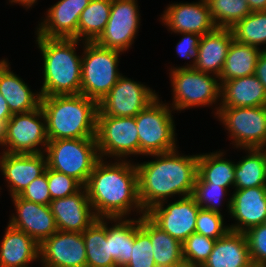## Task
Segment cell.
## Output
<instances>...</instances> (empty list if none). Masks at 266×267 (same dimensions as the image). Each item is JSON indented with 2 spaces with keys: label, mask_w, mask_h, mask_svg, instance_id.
Wrapping results in <instances>:
<instances>
[{
  "label": "cell",
  "mask_w": 266,
  "mask_h": 267,
  "mask_svg": "<svg viewBox=\"0 0 266 267\" xmlns=\"http://www.w3.org/2000/svg\"><path fill=\"white\" fill-rule=\"evenodd\" d=\"M84 187L98 218L146 214L139 200L134 161L100 159Z\"/></svg>",
  "instance_id": "obj_1"
},
{
  "label": "cell",
  "mask_w": 266,
  "mask_h": 267,
  "mask_svg": "<svg viewBox=\"0 0 266 267\" xmlns=\"http://www.w3.org/2000/svg\"><path fill=\"white\" fill-rule=\"evenodd\" d=\"M180 152L176 149L146 155L153 160L135 162L139 200L145 213L169 198L192 195L198 174V154Z\"/></svg>",
  "instance_id": "obj_2"
},
{
  "label": "cell",
  "mask_w": 266,
  "mask_h": 267,
  "mask_svg": "<svg viewBox=\"0 0 266 267\" xmlns=\"http://www.w3.org/2000/svg\"><path fill=\"white\" fill-rule=\"evenodd\" d=\"M34 35L43 59L41 96L80 94L82 53L76 51L84 42Z\"/></svg>",
  "instance_id": "obj_3"
},
{
  "label": "cell",
  "mask_w": 266,
  "mask_h": 267,
  "mask_svg": "<svg viewBox=\"0 0 266 267\" xmlns=\"http://www.w3.org/2000/svg\"><path fill=\"white\" fill-rule=\"evenodd\" d=\"M48 140L96 139L98 102L80 94L42 96Z\"/></svg>",
  "instance_id": "obj_4"
},
{
  "label": "cell",
  "mask_w": 266,
  "mask_h": 267,
  "mask_svg": "<svg viewBox=\"0 0 266 267\" xmlns=\"http://www.w3.org/2000/svg\"><path fill=\"white\" fill-rule=\"evenodd\" d=\"M171 98L167 104L176 113L190 108L211 107L215 118L220 108L221 84L219 77L200 72L194 68H180L168 73ZM171 102V103H170Z\"/></svg>",
  "instance_id": "obj_5"
},
{
  "label": "cell",
  "mask_w": 266,
  "mask_h": 267,
  "mask_svg": "<svg viewBox=\"0 0 266 267\" xmlns=\"http://www.w3.org/2000/svg\"><path fill=\"white\" fill-rule=\"evenodd\" d=\"M162 97L155 99L135 116L140 157L179 149L174 113Z\"/></svg>",
  "instance_id": "obj_6"
},
{
  "label": "cell",
  "mask_w": 266,
  "mask_h": 267,
  "mask_svg": "<svg viewBox=\"0 0 266 267\" xmlns=\"http://www.w3.org/2000/svg\"><path fill=\"white\" fill-rule=\"evenodd\" d=\"M80 48L83 51L80 93L99 102L123 74L118 67L124 53L95 42H84Z\"/></svg>",
  "instance_id": "obj_7"
},
{
  "label": "cell",
  "mask_w": 266,
  "mask_h": 267,
  "mask_svg": "<svg viewBox=\"0 0 266 267\" xmlns=\"http://www.w3.org/2000/svg\"><path fill=\"white\" fill-rule=\"evenodd\" d=\"M45 154L50 169L73 177L83 187L100 160L96 139L50 140Z\"/></svg>",
  "instance_id": "obj_8"
},
{
  "label": "cell",
  "mask_w": 266,
  "mask_h": 267,
  "mask_svg": "<svg viewBox=\"0 0 266 267\" xmlns=\"http://www.w3.org/2000/svg\"><path fill=\"white\" fill-rule=\"evenodd\" d=\"M217 119L231 141V148H262L266 143V106L220 107Z\"/></svg>",
  "instance_id": "obj_9"
},
{
  "label": "cell",
  "mask_w": 266,
  "mask_h": 267,
  "mask_svg": "<svg viewBox=\"0 0 266 267\" xmlns=\"http://www.w3.org/2000/svg\"><path fill=\"white\" fill-rule=\"evenodd\" d=\"M96 140L100 159L133 161L139 157L135 117L97 116Z\"/></svg>",
  "instance_id": "obj_10"
},
{
  "label": "cell",
  "mask_w": 266,
  "mask_h": 267,
  "mask_svg": "<svg viewBox=\"0 0 266 267\" xmlns=\"http://www.w3.org/2000/svg\"><path fill=\"white\" fill-rule=\"evenodd\" d=\"M1 152L11 154L45 153L49 142L41 106L26 113L13 114L5 124Z\"/></svg>",
  "instance_id": "obj_11"
},
{
  "label": "cell",
  "mask_w": 266,
  "mask_h": 267,
  "mask_svg": "<svg viewBox=\"0 0 266 267\" xmlns=\"http://www.w3.org/2000/svg\"><path fill=\"white\" fill-rule=\"evenodd\" d=\"M150 85L121 75L112 89L98 102L97 116L135 117L159 96Z\"/></svg>",
  "instance_id": "obj_12"
},
{
  "label": "cell",
  "mask_w": 266,
  "mask_h": 267,
  "mask_svg": "<svg viewBox=\"0 0 266 267\" xmlns=\"http://www.w3.org/2000/svg\"><path fill=\"white\" fill-rule=\"evenodd\" d=\"M138 5V0H112L109 20L95 43L104 48L128 53L142 25Z\"/></svg>",
  "instance_id": "obj_13"
},
{
  "label": "cell",
  "mask_w": 266,
  "mask_h": 267,
  "mask_svg": "<svg viewBox=\"0 0 266 267\" xmlns=\"http://www.w3.org/2000/svg\"><path fill=\"white\" fill-rule=\"evenodd\" d=\"M173 200L153 206L146 215L163 231L183 243L195 233L197 215L201 207L192 195Z\"/></svg>",
  "instance_id": "obj_14"
},
{
  "label": "cell",
  "mask_w": 266,
  "mask_h": 267,
  "mask_svg": "<svg viewBox=\"0 0 266 267\" xmlns=\"http://www.w3.org/2000/svg\"><path fill=\"white\" fill-rule=\"evenodd\" d=\"M159 22L170 33H194L203 36L217 27L212 19L207 0L176 2L168 4Z\"/></svg>",
  "instance_id": "obj_15"
},
{
  "label": "cell",
  "mask_w": 266,
  "mask_h": 267,
  "mask_svg": "<svg viewBox=\"0 0 266 267\" xmlns=\"http://www.w3.org/2000/svg\"><path fill=\"white\" fill-rule=\"evenodd\" d=\"M41 267H86L82 233L58 230L39 244Z\"/></svg>",
  "instance_id": "obj_16"
},
{
  "label": "cell",
  "mask_w": 266,
  "mask_h": 267,
  "mask_svg": "<svg viewBox=\"0 0 266 267\" xmlns=\"http://www.w3.org/2000/svg\"><path fill=\"white\" fill-rule=\"evenodd\" d=\"M91 0H59L44 11L34 30L38 36L78 40V23ZM45 16V17H44Z\"/></svg>",
  "instance_id": "obj_17"
},
{
  "label": "cell",
  "mask_w": 266,
  "mask_h": 267,
  "mask_svg": "<svg viewBox=\"0 0 266 267\" xmlns=\"http://www.w3.org/2000/svg\"><path fill=\"white\" fill-rule=\"evenodd\" d=\"M47 168L45 153L11 154L0 152V172L10 197L20 195Z\"/></svg>",
  "instance_id": "obj_18"
},
{
  "label": "cell",
  "mask_w": 266,
  "mask_h": 267,
  "mask_svg": "<svg viewBox=\"0 0 266 267\" xmlns=\"http://www.w3.org/2000/svg\"><path fill=\"white\" fill-rule=\"evenodd\" d=\"M14 213L8 223L32 237L38 244L58 231L49 205L27 201L19 195L10 197Z\"/></svg>",
  "instance_id": "obj_19"
},
{
  "label": "cell",
  "mask_w": 266,
  "mask_h": 267,
  "mask_svg": "<svg viewBox=\"0 0 266 267\" xmlns=\"http://www.w3.org/2000/svg\"><path fill=\"white\" fill-rule=\"evenodd\" d=\"M229 223L230 231L244 233L248 229L264 224L266 218V187L233 190Z\"/></svg>",
  "instance_id": "obj_20"
},
{
  "label": "cell",
  "mask_w": 266,
  "mask_h": 267,
  "mask_svg": "<svg viewBox=\"0 0 266 267\" xmlns=\"http://www.w3.org/2000/svg\"><path fill=\"white\" fill-rule=\"evenodd\" d=\"M49 206L60 231L82 233L98 219L85 187L73 195L51 200Z\"/></svg>",
  "instance_id": "obj_21"
},
{
  "label": "cell",
  "mask_w": 266,
  "mask_h": 267,
  "mask_svg": "<svg viewBox=\"0 0 266 267\" xmlns=\"http://www.w3.org/2000/svg\"><path fill=\"white\" fill-rule=\"evenodd\" d=\"M10 63L5 57L0 60V93L11 113H26L39 108L42 98L40 90L33 91L23 78L11 70Z\"/></svg>",
  "instance_id": "obj_22"
},
{
  "label": "cell",
  "mask_w": 266,
  "mask_h": 267,
  "mask_svg": "<svg viewBox=\"0 0 266 267\" xmlns=\"http://www.w3.org/2000/svg\"><path fill=\"white\" fill-rule=\"evenodd\" d=\"M0 243V267H32L34 262L39 263V244L9 223Z\"/></svg>",
  "instance_id": "obj_23"
},
{
  "label": "cell",
  "mask_w": 266,
  "mask_h": 267,
  "mask_svg": "<svg viewBox=\"0 0 266 267\" xmlns=\"http://www.w3.org/2000/svg\"><path fill=\"white\" fill-rule=\"evenodd\" d=\"M234 40L231 28H216L201 37L195 70L220 76L230 44Z\"/></svg>",
  "instance_id": "obj_24"
},
{
  "label": "cell",
  "mask_w": 266,
  "mask_h": 267,
  "mask_svg": "<svg viewBox=\"0 0 266 267\" xmlns=\"http://www.w3.org/2000/svg\"><path fill=\"white\" fill-rule=\"evenodd\" d=\"M266 106V89L256 75L221 83L220 107Z\"/></svg>",
  "instance_id": "obj_25"
},
{
  "label": "cell",
  "mask_w": 266,
  "mask_h": 267,
  "mask_svg": "<svg viewBox=\"0 0 266 267\" xmlns=\"http://www.w3.org/2000/svg\"><path fill=\"white\" fill-rule=\"evenodd\" d=\"M202 267H254L245 234L229 230L217 239Z\"/></svg>",
  "instance_id": "obj_26"
},
{
  "label": "cell",
  "mask_w": 266,
  "mask_h": 267,
  "mask_svg": "<svg viewBox=\"0 0 266 267\" xmlns=\"http://www.w3.org/2000/svg\"><path fill=\"white\" fill-rule=\"evenodd\" d=\"M226 154L224 149L198 153L197 176L204 183H212V185L234 190L236 161L228 159Z\"/></svg>",
  "instance_id": "obj_27"
},
{
  "label": "cell",
  "mask_w": 266,
  "mask_h": 267,
  "mask_svg": "<svg viewBox=\"0 0 266 267\" xmlns=\"http://www.w3.org/2000/svg\"><path fill=\"white\" fill-rule=\"evenodd\" d=\"M134 238L135 217L106 218V240L117 267H125L130 261Z\"/></svg>",
  "instance_id": "obj_28"
},
{
  "label": "cell",
  "mask_w": 266,
  "mask_h": 267,
  "mask_svg": "<svg viewBox=\"0 0 266 267\" xmlns=\"http://www.w3.org/2000/svg\"><path fill=\"white\" fill-rule=\"evenodd\" d=\"M261 52L262 49L233 40L219 76L220 84L226 80L254 75Z\"/></svg>",
  "instance_id": "obj_29"
},
{
  "label": "cell",
  "mask_w": 266,
  "mask_h": 267,
  "mask_svg": "<svg viewBox=\"0 0 266 267\" xmlns=\"http://www.w3.org/2000/svg\"><path fill=\"white\" fill-rule=\"evenodd\" d=\"M245 153L235 166L234 190L266 187V155L261 148L239 149Z\"/></svg>",
  "instance_id": "obj_30"
},
{
  "label": "cell",
  "mask_w": 266,
  "mask_h": 267,
  "mask_svg": "<svg viewBox=\"0 0 266 267\" xmlns=\"http://www.w3.org/2000/svg\"><path fill=\"white\" fill-rule=\"evenodd\" d=\"M86 249V267H117L106 240V218L96 219L83 232Z\"/></svg>",
  "instance_id": "obj_31"
},
{
  "label": "cell",
  "mask_w": 266,
  "mask_h": 267,
  "mask_svg": "<svg viewBox=\"0 0 266 267\" xmlns=\"http://www.w3.org/2000/svg\"><path fill=\"white\" fill-rule=\"evenodd\" d=\"M112 0H91L82 11L78 23V40L95 42L107 25Z\"/></svg>",
  "instance_id": "obj_32"
},
{
  "label": "cell",
  "mask_w": 266,
  "mask_h": 267,
  "mask_svg": "<svg viewBox=\"0 0 266 267\" xmlns=\"http://www.w3.org/2000/svg\"><path fill=\"white\" fill-rule=\"evenodd\" d=\"M150 240L157 267H171L183 259L182 243L163 231L151 219Z\"/></svg>",
  "instance_id": "obj_33"
},
{
  "label": "cell",
  "mask_w": 266,
  "mask_h": 267,
  "mask_svg": "<svg viewBox=\"0 0 266 267\" xmlns=\"http://www.w3.org/2000/svg\"><path fill=\"white\" fill-rule=\"evenodd\" d=\"M231 31L234 40L266 50V11H253L237 22Z\"/></svg>",
  "instance_id": "obj_34"
},
{
  "label": "cell",
  "mask_w": 266,
  "mask_h": 267,
  "mask_svg": "<svg viewBox=\"0 0 266 267\" xmlns=\"http://www.w3.org/2000/svg\"><path fill=\"white\" fill-rule=\"evenodd\" d=\"M125 267H157L150 240V218L145 214L135 217V238L131 259Z\"/></svg>",
  "instance_id": "obj_35"
},
{
  "label": "cell",
  "mask_w": 266,
  "mask_h": 267,
  "mask_svg": "<svg viewBox=\"0 0 266 267\" xmlns=\"http://www.w3.org/2000/svg\"><path fill=\"white\" fill-rule=\"evenodd\" d=\"M232 190L225 187L212 185V183H204L198 176L196 177L192 196L196 203L202 208L223 214L222 206L229 217L231 207ZM228 196V198H227ZM225 201V202H224ZM226 204V205H225Z\"/></svg>",
  "instance_id": "obj_36"
},
{
  "label": "cell",
  "mask_w": 266,
  "mask_h": 267,
  "mask_svg": "<svg viewBox=\"0 0 266 267\" xmlns=\"http://www.w3.org/2000/svg\"><path fill=\"white\" fill-rule=\"evenodd\" d=\"M207 3L217 28H232L251 13L246 0H207Z\"/></svg>",
  "instance_id": "obj_37"
},
{
  "label": "cell",
  "mask_w": 266,
  "mask_h": 267,
  "mask_svg": "<svg viewBox=\"0 0 266 267\" xmlns=\"http://www.w3.org/2000/svg\"><path fill=\"white\" fill-rule=\"evenodd\" d=\"M225 215L200 208L195 232L215 240L223 237L229 231Z\"/></svg>",
  "instance_id": "obj_38"
},
{
  "label": "cell",
  "mask_w": 266,
  "mask_h": 267,
  "mask_svg": "<svg viewBox=\"0 0 266 267\" xmlns=\"http://www.w3.org/2000/svg\"><path fill=\"white\" fill-rule=\"evenodd\" d=\"M216 240L199 233L191 234L183 243V258L203 265L209 258Z\"/></svg>",
  "instance_id": "obj_39"
},
{
  "label": "cell",
  "mask_w": 266,
  "mask_h": 267,
  "mask_svg": "<svg viewBox=\"0 0 266 267\" xmlns=\"http://www.w3.org/2000/svg\"><path fill=\"white\" fill-rule=\"evenodd\" d=\"M47 182L51 200L64 198L78 192L83 186L73 177L47 166Z\"/></svg>",
  "instance_id": "obj_40"
},
{
  "label": "cell",
  "mask_w": 266,
  "mask_h": 267,
  "mask_svg": "<svg viewBox=\"0 0 266 267\" xmlns=\"http://www.w3.org/2000/svg\"><path fill=\"white\" fill-rule=\"evenodd\" d=\"M254 267H266V226H254L244 232Z\"/></svg>",
  "instance_id": "obj_41"
},
{
  "label": "cell",
  "mask_w": 266,
  "mask_h": 267,
  "mask_svg": "<svg viewBox=\"0 0 266 267\" xmlns=\"http://www.w3.org/2000/svg\"><path fill=\"white\" fill-rule=\"evenodd\" d=\"M177 35H181V39H179L178 43L175 45V52L177 57H181L184 60H190L189 63H184L183 66H169L168 72L173 69L180 68H194L196 65V60L198 57V46L201 40V35H197L194 33H175Z\"/></svg>",
  "instance_id": "obj_42"
},
{
  "label": "cell",
  "mask_w": 266,
  "mask_h": 267,
  "mask_svg": "<svg viewBox=\"0 0 266 267\" xmlns=\"http://www.w3.org/2000/svg\"><path fill=\"white\" fill-rule=\"evenodd\" d=\"M19 196L30 202L49 205L51 196L47 182V168L45 173L32 181Z\"/></svg>",
  "instance_id": "obj_43"
},
{
  "label": "cell",
  "mask_w": 266,
  "mask_h": 267,
  "mask_svg": "<svg viewBox=\"0 0 266 267\" xmlns=\"http://www.w3.org/2000/svg\"><path fill=\"white\" fill-rule=\"evenodd\" d=\"M255 75L266 89V50L262 51L258 58Z\"/></svg>",
  "instance_id": "obj_44"
},
{
  "label": "cell",
  "mask_w": 266,
  "mask_h": 267,
  "mask_svg": "<svg viewBox=\"0 0 266 267\" xmlns=\"http://www.w3.org/2000/svg\"><path fill=\"white\" fill-rule=\"evenodd\" d=\"M12 115L5 98L0 93V122L6 124Z\"/></svg>",
  "instance_id": "obj_45"
},
{
  "label": "cell",
  "mask_w": 266,
  "mask_h": 267,
  "mask_svg": "<svg viewBox=\"0 0 266 267\" xmlns=\"http://www.w3.org/2000/svg\"><path fill=\"white\" fill-rule=\"evenodd\" d=\"M7 4L11 5H19L22 6V8L26 11H28L30 8H34L33 6H36L35 4L38 2V0H7Z\"/></svg>",
  "instance_id": "obj_46"
},
{
  "label": "cell",
  "mask_w": 266,
  "mask_h": 267,
  "mask_svg": "<svg viewBox=\"0 0 266 267\" xmlns=\"http://www.w3.org/2000/svg\"><path fill=\"white\" fill-rule=\"evenodd\" d=\"M246 1L251 12L266 11V0H246Z\"/></svg>",
  "instance_id": "obj_47"
},
{
  "label": "cell",
  "mask_w": 266,
  "mask_h": 267,
  "mask_svg": "<svg viewBox=\"0 0 266 267\" xmlns=\"http://www.w3.org/2000/svg\"><path fill=\"white\" fill-rule=\"evenodd\" d=\"M171 267H202V265L195 264L191 262L190 260L183 258L179 262H176L175 264H173Z\"/></svg>",
  "instance_id": "obj_48"
},
{
  "label": "cell",
  "mask_w": 266,
  "mask_h": 267,
  "mask_svg": "<svg viewBox=\"0 0 266 267\" xmlns=\"http://www.w3.org/2000/svg\"><path fill=\"white\" fill-rule=\"evenodd\" d=\"M5 123L0 122V149H2L5 139Z\"/></svg>",
  "instance_id": "obj_49"
},
{
  "label": "cell",
  "mask_w": 266,
  "mask_h": 267,
  "mask_svg": "<svg viewBox=\"0 0 266 267\" xmlns=\"http://www.w3.org/2000/svg\"><path fill=\"white\" fill-rule=\"evenodd\" d=\"M261 149L265 152V155H266V143L264 144V146Z\"/></svg>",
  "instance_id": "obj_50"
}]
</instances>
